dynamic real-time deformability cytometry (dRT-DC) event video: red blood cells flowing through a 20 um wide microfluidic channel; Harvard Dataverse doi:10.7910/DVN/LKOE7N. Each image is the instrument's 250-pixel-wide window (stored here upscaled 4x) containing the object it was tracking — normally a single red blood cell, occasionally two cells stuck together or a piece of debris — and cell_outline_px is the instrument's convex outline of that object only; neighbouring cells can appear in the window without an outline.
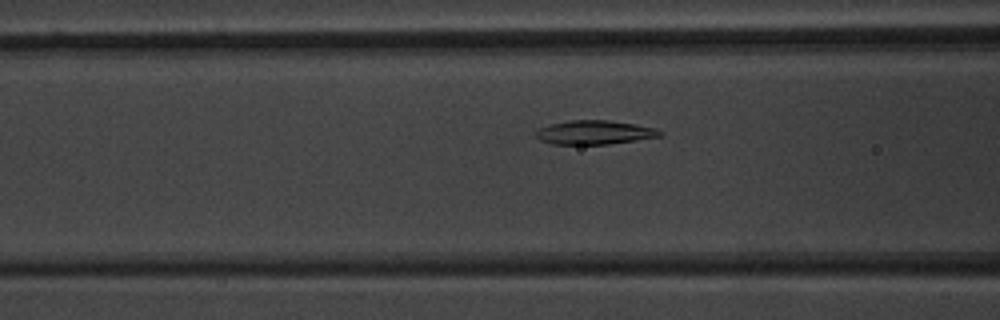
{"species": "common noctule bat (a hibernating species)", "species_latin": "Nyctalus noctula", "temperature_condition": "warm", "stored_images_in_passage": 44, "camera_frame_rate_fps": 3000, "um_per_image_px": 0.085, "animal": {"sex": "male", "body_mass_g": 20.1, "forearm_length_mm": 53.5}, "frame": {"image": 1, "passage_image": 13, "time_ms": 4.0, "image_size_px": [1000, 320], "cell_outline_px": [[664, 132], [660, 136], [636, 140], [608, 144], [552, 144], [540, 140], [532, 132], [536, 128], [552, 124], [572, 120], [608, 120], [656, 128]], "centroid_in_image_um": [50.48, 11.26], "position_along_channel_um": 116.1, "area_um2": 17.28}}
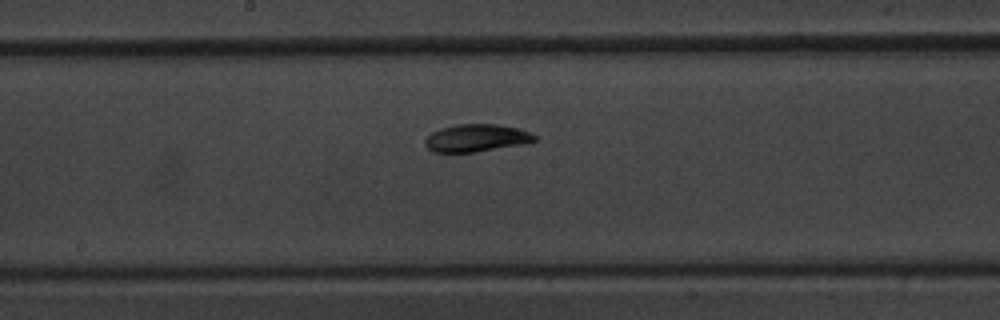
{"frame": {"image": 2, "passage_image": 20, "time_ms": 6.333, "image_size_px": [1000, 320], "cell_outline_px": [[536, 140], [520, 144], [476, 152], [432, 152], [424, 144], [424, 140], [432, 132], [440, 128], [456, 124], [496, 124], [520, 128], [536, 136]], "centroid_in_image_um": [40.44, 11.72], "position_along_channel_um": 207.8, "area_um2": 17.46}}
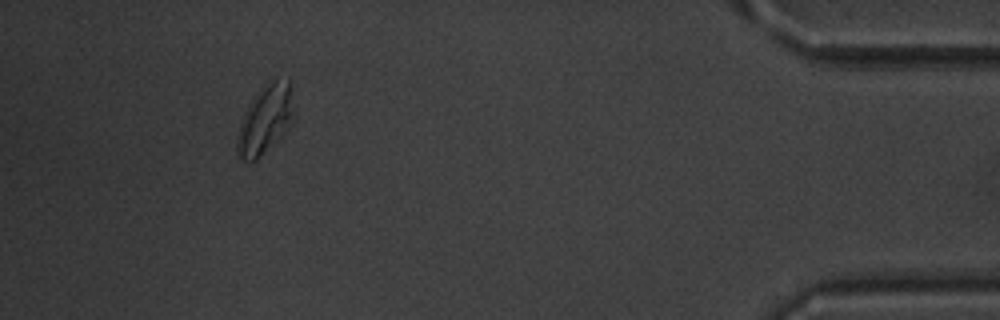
{"frame": {"image": 3, "passage_image": 40, "time_ms": 13.0, "image_size_px": [1000, 320], "cell_outline_px": [[296, 112], [292, 124], [256, 160], [244, 160], [240, 156], [236, 148], [236, 136], [244, 112], [248, 104], [260, 88], [276, 80], [288, 80]], "centroid_in_image_um": [22.55, 10.16], "position_along_channel_um": 412.6, "area_um2": 22.37}, "authors_computed_cell_mechanics": {"area_um2": 18.0336, "velocity_mm_per_s": 3.9192, "shape_relaxation_time_tau1_ms": 5.0363, "shape_relaxation_time_tau2_ms": 4.827, "deformation_change_tau1": 0.1528, "deformation_change_tau2": 0.0678}}